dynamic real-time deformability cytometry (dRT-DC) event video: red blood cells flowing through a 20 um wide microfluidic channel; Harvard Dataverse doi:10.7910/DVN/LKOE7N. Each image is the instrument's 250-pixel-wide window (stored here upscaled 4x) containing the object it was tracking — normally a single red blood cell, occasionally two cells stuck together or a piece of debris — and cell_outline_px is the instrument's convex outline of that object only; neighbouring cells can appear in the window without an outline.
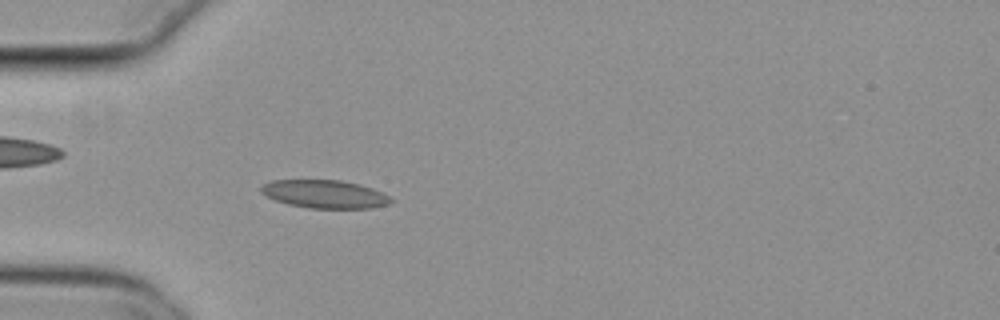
{"species": "common noctule bat (a hibernating species)", "species_latin": "Nyctalus noctula", "temperature_condition": "cold", "stored_images_in_passage": 44, "camera_frame_rate_fps": 3000, "um_per_image_px": 0.085, "animal": {"sex": "female", "body_mass_g": 29.2, "forearm_length_mm": 56.3}, "frame": {"image": 1, "passage_image": 6, "time_ms": 1.667, "image_size_px": [1000, 320], "cell_outline_px": [[396, 200], [392, 204], [372, 208], [308, 208], [288, 204], [276, 200], [260, 192], [260, 184], [272, 180], [340, 180], [360, 184], [372, 188]], "centroid_in_image_um": [27.62, 16.5], "position_along_channel_um": 57.4, "area_um2": 21.44}}
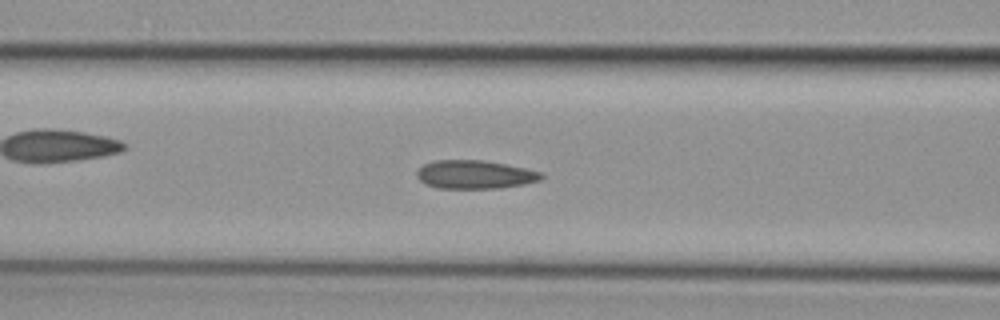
{"frame": {"image": 2, "passage_image": 12, "time_ms": 3.667, "image_size_px": [1000, 320], "cell_outline_px": [[544, 176], [540, 180], [524, 184], [500, 188], [436, 188], [424, 184], [416, 176], [416, 172], [424, 164], [432, 160], [484, 160], [544, 172]], "centroid_in_image_um": [40.35, 14.83], "position_along_channel_um": 126.3, "area_um2": 20.75}}
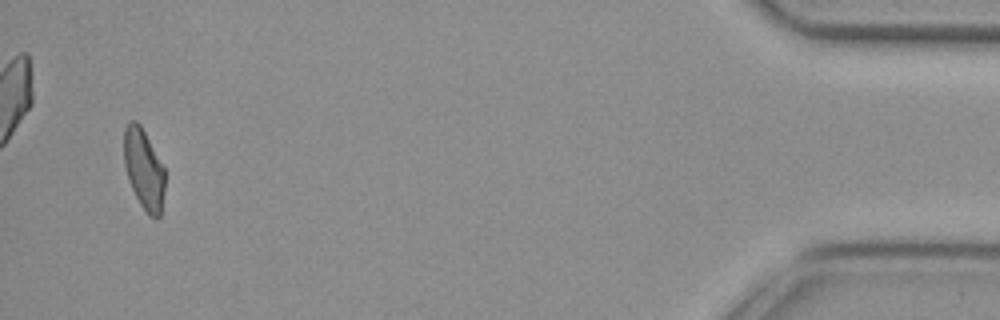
{"frame": {"image": 3, "passage_image": 42, "time_ms": 13.667, "image_size_px": [1000, 320], "cell_outline_px": [[164, 192], [160, 216], [156, 220], [148, 216], [140, 204], [128, 180], [124, 164], [124, 128], [132, 120], [136, 120], [140, 124], [164, 168]], "centroid_in_image_um": [12.22, 14.42], "position_along_channel_um": 423.0, "area_um2": 19.07}, "authors_computed_cell_mechanics": {"area_um2": 20.5768, "velocity_mm_per_s": 3.7705, "shape_relaxation_time_tau1_ms": null, "shape_relaxation_time_tau2_ms": 1.7998, "deformation_change_tau1": null, "deformation_change_tau2": 0.0974}}